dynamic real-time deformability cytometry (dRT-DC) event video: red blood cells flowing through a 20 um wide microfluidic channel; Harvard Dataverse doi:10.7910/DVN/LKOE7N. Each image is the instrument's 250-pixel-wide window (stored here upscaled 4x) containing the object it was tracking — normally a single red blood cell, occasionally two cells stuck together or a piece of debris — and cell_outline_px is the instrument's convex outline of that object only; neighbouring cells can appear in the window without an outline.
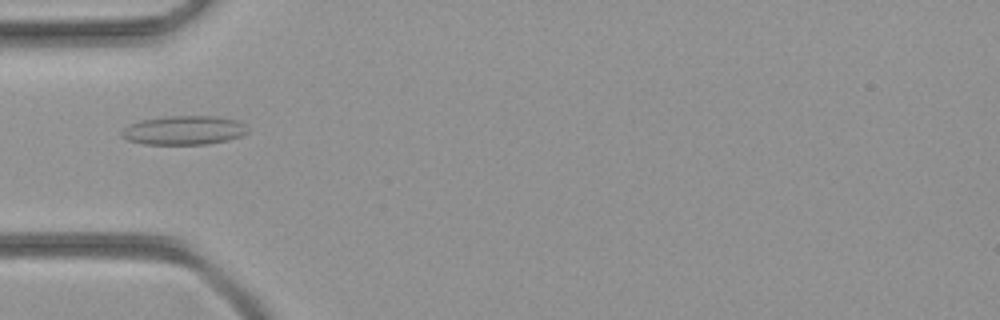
{"species": "common noctule bat (a hibernating species)", "species_latin": "Nyctalus noctula", "temperature_condition": "room temperature", "stored_images_in_passage": 51, "camera_frame_rate_fps": 3000, "um_per_image_px": 0.085, "animal": {"sex": "female", "body_mass_g": 21.9}, "frame": {"image": 1, "passage_image": 17, "time_ms": 5.333, "image_size_px": [1000, 320], "cell_outline_px": [[248, 132], [240, 136], [228, 140], [208, 144], [144, 144], [128, 140], [120, 136], [120, 132], [128, 124], [140, 120], [168, 116], [216, 116], [236, 120], [244, 124]], "centroid_in_image_um": [15.6, 11.07], "position_along_channel_um": 69.4, "area_um2": 21.33}}
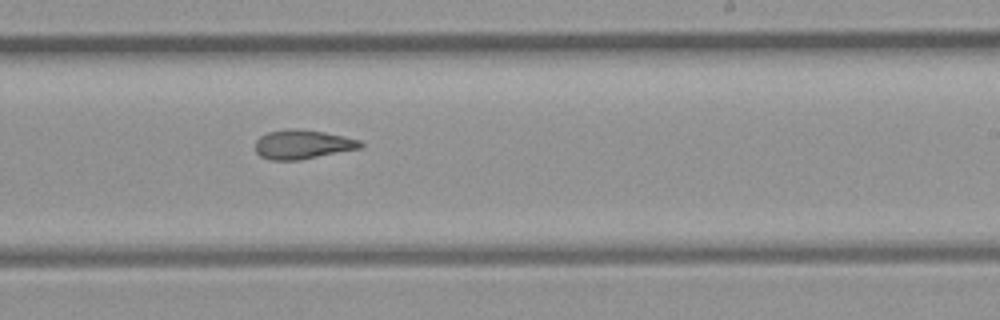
{"frame": {"image": 2, "passage_image": 31, "time_ms": 10.0, "image_size_px": [1000, 320], "cell_outline_px": [[364, 148], [300, 160], [268, 160], [260, 156], [256, 152], [256, 140], [260, 136], [268, 132], [292, 128], [324, 132], [360, 140], [364, 144]], "centroid_in_image_um": [25.74, 12.29], "position_along_channel_um": 263.3, "area_um2": 17.98}}
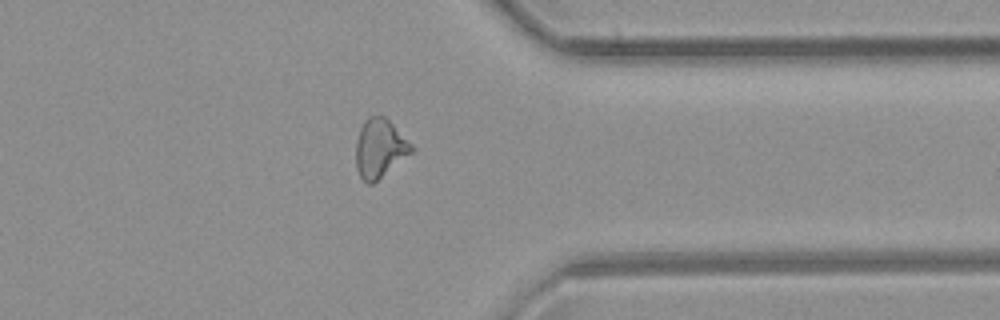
{"frame": {"image": 3, "passage_image": 40, "time_ms": 13.0, "image_size_px": [1000, 320], "cell_outline_px": [[416, 148], [412, 152], [372, 184], [368, 184], [360, 176], [356, 168], [356, 140], [360, 128], [364, 120], [368, 116], [384, 116]], "centroid_in_image_um": [32.26, 12.6], "position_along_channel_um": 379.1, "area_um2": 18.79}}